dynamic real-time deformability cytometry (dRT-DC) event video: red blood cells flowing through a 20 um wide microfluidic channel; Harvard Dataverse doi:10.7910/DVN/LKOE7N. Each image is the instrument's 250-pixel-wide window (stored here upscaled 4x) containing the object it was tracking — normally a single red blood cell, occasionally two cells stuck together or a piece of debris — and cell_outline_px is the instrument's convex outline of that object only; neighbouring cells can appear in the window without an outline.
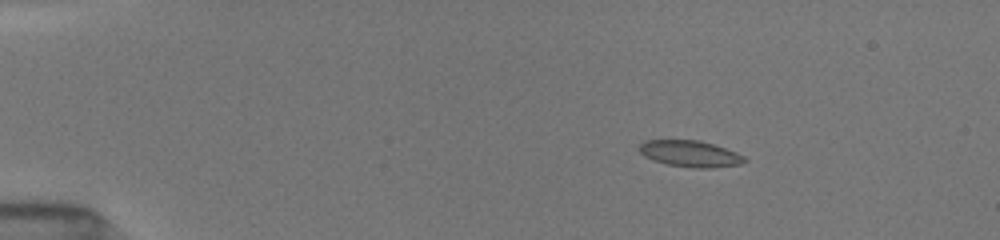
{"species": "common noctule bat (a hibernating species)", "species_latin": "Nyctalus noctula", "temperature_condition": "room temperature", "stored_images_in_passage": 21, "camera_frame_rate_fps": 3000, "um_per_image_px": 0.085, "animal": {"sex": "female", "body_mass_g": 19.5, "forearm_length_mm": 54.1}, "frame": {"image": 1, "passage_image": 6, "time_ms": 3.0, "image_size_px": [1000, 240], "cell_outline_px": [[748, 160], [740, 164], [712, 168], [692, 168], [668, 164], [652, 160], [644, 156], [640, 152], [640, 144], [644, 140], [700, 140], [736, 152], [744, 156]], "centroid_in_image_um": [58.66, 13.07], "position_along_channel_um": 26.3, "area_um2": 16.13}}
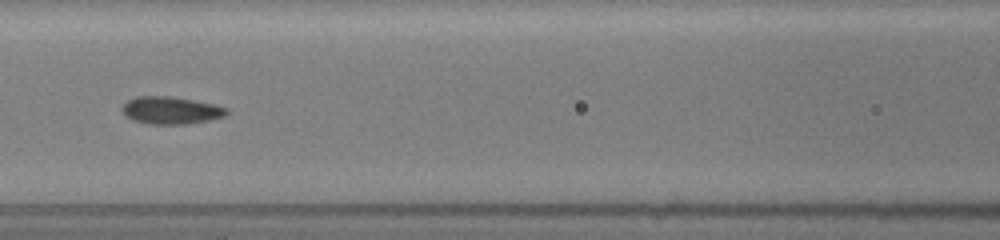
{"frame": {"image": 2, "passage_image": 11, "time_ms": 8.333, "image_size_px": [1000, 240], "cell_outline_px": [[228, 112], [224, 116], [208, 120], [184, 124], [148, 124], [132, 120], [124, 116], [120, 108], [128, 100], [136, 96], [172, 96], [212, 104], [228, 108]], "centroid_in_image_um": [14.46, 9.38], "position_along_channel_um": 152.1, "area_um2": 16.7}}
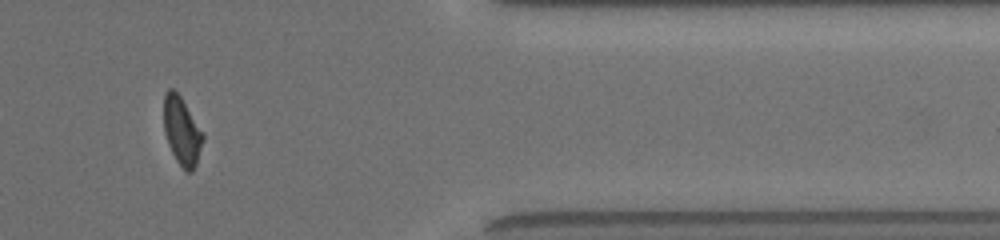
{"frame": {"image": 3, "passage_image": 18, "time_ms": 15.0, "image_size_px": [1000, 240], "cell_outline_px": [[204, 140], [196, 164], [192, 172], [184, 172], [176, 160], [168, 144], [164, 132], [164, 92], [168, 88], [172, 88], [180, 96], [204, 132]], "centroid_in_image_um": [15.46, 11.15], "position_along_channel_um": 395.9, "area_um2": 15.72}, "authors_computed_cell_mechanics": {"area_um2": 15.9528, "velocity_mm_per_s": 3.9852, "shape_relaxation_time_tau1_ms": 2.3288, "shape_relaxation_time_tau2_ms": 0.7969, "deformation_change_tau1": 0.0989, "deformation_change_tau2": 0.0431}}